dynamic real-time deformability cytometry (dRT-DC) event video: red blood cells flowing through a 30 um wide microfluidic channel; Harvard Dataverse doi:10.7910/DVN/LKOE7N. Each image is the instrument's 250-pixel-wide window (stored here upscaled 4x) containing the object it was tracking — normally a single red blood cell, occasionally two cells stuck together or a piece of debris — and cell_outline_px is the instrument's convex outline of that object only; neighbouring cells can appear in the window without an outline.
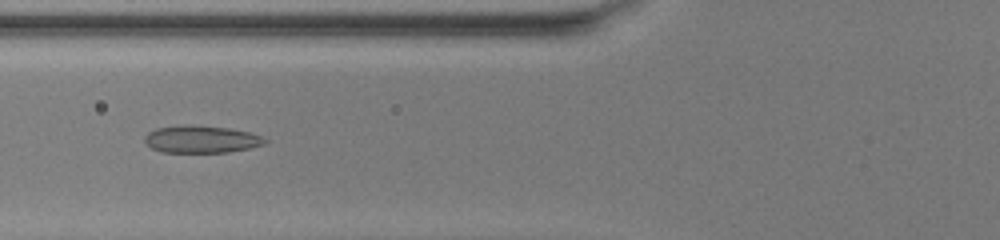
{"species": "common noctule bat (a hibernating species)", "species_latin": "Nyctalus noctula", "temperature_condition": "warm", "stored_images_in_passage": 35, "camera_frame_rate_fps": 3000, "um_per_image_px": 0.085, "animal": {"sex": "female", "body_mass_g": 20.0, "forearm_length_mm": 54.0}, "frame": {"image": 1, "passage_image": 5, "time_ms": 1.333, "image_size_px": [1000, 240], "cell_outline_px": [[268, 140], [264, 144], [248, 148], [228, 152], [160, 152], [152, 148], [144, 140], [144, 136], [148, 132], [156, 128], [180, 124], [192, 124], [228, 128], [248, 132], [264, 136]], "centroid_in_image_um": [17.09, 11.82], "position_along_channel_um": 108.7, "area_um2": 19.31}}
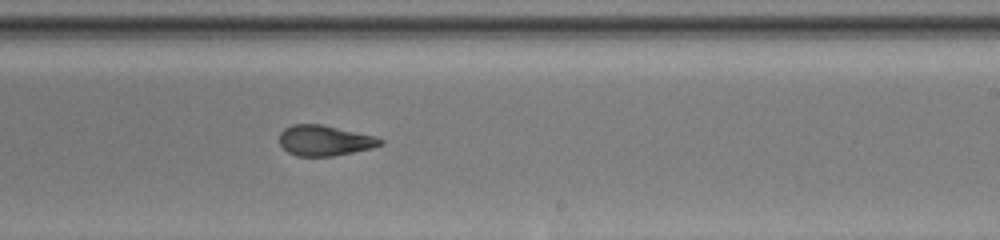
{"frame": {"image": 2, "passage_image": 16, "time_ms": 5.0, "image_size_px": [1000, 240], "cell_outline_px": [[384, 144], [372, 148], [332, 156], [296, 156], [288, 152], [280, 144], [280, 132], [284, 128], [292, 124], [320, 124], [372, 136], [384, 140]], "centroid_in_image_um": [27.56, 11.95], "position_along_channel_um": 261.4, "area_um2": 17.69}}
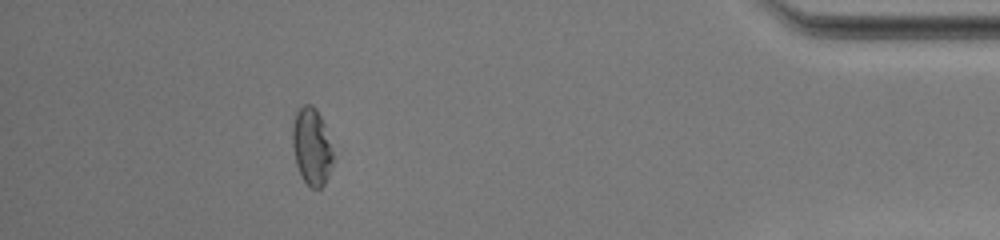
{"frame": {"image": 3, "passage_image": 30, "time_ms": 9.667, "image_size_px": [1000, 240], "cell_outline_px": [[332, 164], [328, 176], [324, 184], [320, 188], [312, 188], [304, 180], [296, 164], [292, 144], [292, 124], [296, 112], [304, 104], [312, 104], [316, 108], [324, 124], [332, 152]], "centroid_in_image_um": [26.47, 12.43], "position_along_channel_um": 408.7, "area_um2": 17.98}, "authors_computed_cell_mechanics": {"area_um2": 18.785, "velocity_mm_per_s": 4.1783, "shape_relaxation_time_tau1_ms": 9.5509, "shape_relaxation_time_tau2_ms": 1.2061, "deformation_change_tau1": 0.2311, "deformation_change_tau2": 0.0843}}